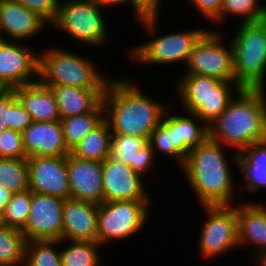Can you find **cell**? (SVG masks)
Masks as SVG:
<instances>
[{
  "mask_svg": "<svg viewBox=\"0 0 266 266\" xmlns=\"http://www.w3.org/2000/svg\"><path fill=\"white\" fill-rule=\"evenodd\" d=\"M70 198L103 203L102 162L67 155Z\"/></svg>",
  "mask_w": 266,
  "mask_h": 266,
  "instance_id": "cell-16",
  "label": "cell"
},
{
  "mask_svg": "<svg viewBox=\"0 0 266 266\" xmlns=\"http://www.w3.org/2000/svg\"><path fill=\"white\" fill-rule=\"evenodd\" d=\"M29 189L61 199H70L67 156L27 158Z\"/></svg>",
  "mask_w": 266,
  "mask_h": 266,
  "instance_id": "cell-15",
  "label": "cell"
},
{
  "mask_svg": "<svg viewBox=\"0 0 266 266\" xmlns=\"http://www.w3.org/2000/svg\"><path fill=\"white\" fill-rule=\"evenodd\" d=\"M156 154L146 138L112 134L109 158L130 166L135 172L147 174L153 167Z\"/></svg>",
  "mask_w": 266,
  "mask_h": 266,
  "instance_id": "cell-21",
  "label": "cell"
},
{
  "mask_svg": "<svg viewBox=\"0 0 266 266\" xmlns=\"http://www.w3.org/2000/svg\"><path fill=\"white\" fill-rule=\"evenodd\" d=\"M32 202V191L14 193L4 210L6 226L22 230L27 222Z\"/></svg>",
  "mask_w": 266,
  "mask_h": 266,
  "instance_id": "cell-34",
  "label": "cell"
},
{
  "mask_svg": "<svg viewBox=\"0 0 266 266\" xmlns=\"http://www.w3.org/2000/svg\"><path fill=\"white\" fill-rule=\"evenodd\" d=\"M263 89H240L209 128V139L237 154L266 139V96ZM237 97V98H236Z\"/></svg>",
  "mask_w": 266,
  "mask_h": 266,
  "instance_id": "cell-2",
  "label": "cell"
},
{
  "mask_svg": "<svg viewBox=\"0 0 266 266\" xmlns=\"http://www.w3.org/2000/svg\"><path fill=\"white\" fill-rule=\"evenodd\" d=\"M166 108L163 117L174 127L176 150L186 158L193 148L204 143L209 138L208 125L194 113L187 116L171 115ZM198 121V123H196Z\"/></svg>",
  "mask_w": 266,
  "mask_h": 266,
  "instance_id": "cell-24",
  "label": "cell"
},
{
  "mask_svg": "<svg viewBox=\"0 0 266 266\" xmlns=\"http://www.w3.org/2000/svg\"><path fill=\"white\" fill-rule=\"evenodd\" d=\"M208 217L201 227L198 247L205 259L219 258L239 248L238 204L201 205Z\"/></svg>",
  "mask_w": 266,
  "mask_h": 266,
  "instance_id": "cell-9",
  "label": "cell"
},
{
  "mask_svg": "<svg viewBox=\"0 0 266 266\" xmlns=\"http://www.w3.org/2000/svg\"><path fill=\"white\" fill-rule=\"evenodd\" d=\"M59 5L54 28L83 45L100 47L108 41L102 7L93 0H65Z\"/></svg>",
  "mask_w": 266,
  "mask_h": 266,
  "instance_id": "cell-7",
  "label": "cell"
},
{
  "mask_svg": "<svg viewBox=\"0 0 266 266\" xmlns=\"http://www.w3.org/2000/svg\"><path fill=\"white\" fill-rule=\"evenodd\" d=\"M209 29H190L155 36L154 39L127 50L129 59L142 65L178 64L186 65L195 44Z\"/></svg>",
  "mask_w": 266,
  "mask_h": 266,
  "instance_id": "cell-10",
  "label": "cell"
},
{
  "mask_svg": "<svg viewBox=\"0 0 266 266\" xmlns=\"http://www.w3.org/2000/svg\"><path fill=\"white\" fill-rule=\"evenodd\" d=\"M68 247L60 250L62 266H101L98 242L68 241Z\"/></svg>",
  "mask_w": 266,
  "mask_h": 266,
  "instance_id": "cell-29",
  "label": "cell"
},
{
  "mask_svg": "<svg viewBox=\"0 0 266 266\" xmlns=\"http://www.w3.org/2000/svg\"><path fill=\"white\" fill-rule=\"evenodd\" d=\"M150 204L151 201L133 200L99 204L97 242L103 248L106 243L123 241L142 231L151 213Z\"/></svg>",
  "mask_w": 266,
  "mask_h": 266,
  "instance_id": "cell-8",
  "label": "cell"
},
{
  "mask_svg": "<svg viewBox=\"0 0 266 266\" xmlns=\"http://www.w3.org/2000/svg\"><path fill=\"white\" fill-rule=\"evenodd\" d=\"M257 266H266V258L261 261Z\"/></svg>",
  "mask_w": 266,
  "mask_h": 266,
  "instance_id": "cell-45",
  "label": "cell"
},
{
  "mask_svg": "<svg viewBox=\"0 0 266 266\" xmlns=\"http://www.w3.org/2000/svg\"><path fill=\"white\" fill-rule=\"evenodd\" d=\"M89 58L64 48H49L39 54L38 81L47 87L68 85L87 90H105L106 75Z\"/></svg>",
  "mask_w": 266,
  "mask_h": 266,
  "instance_id": "cell-4",
  "label": "cell"
},
{
  "mask_svg": "<svg viewBox=\"0 0 266 266\" xmlns=\"http://www.w3.org/2000/svg\"><path fill=\"white\" fill-rule=\"evenodd\" d=\"M14 193L0 185V209L5 210Z\"/></svg>",
  "mask_w": 266,
  "mask_h": 266,
  "instance_id": "cell-41",
  "label": "cell"
},
{
  "mask_svg": "<svg viewBox=\"0 0 266 266\" xmlns=\"http://www.w3.org/2000/svg\"><path fill=\"white\" fill-rule=\"evenodd\" d=\"M65 199L32 192L29 216L21 230L26 241L62 240Z\"/></svg>",
  "mask_w": 266,
  "mask_h": 266,
  "instance_id": "cell-12",
  "label": "cell"
},
{
  "mask_svg": "<svg viewBox=\"0 0 266 266\" xmlns=\"http://www.w3.org/2000/svg\"><path fill=\"white\" fill-rule=\"evenodd\" d=\"M0 158H26L21 132L6 129L0 134Z\"/></svg>",
  "mask_w": 266,
  "mask_h": 266,
  "instance_id": "cell-36",
  "label": "cell"
},
{
  "mask_svg": "<svg viewBox=\"0 0 266 266\" xmlns=\"http://www.w3.org/2000/svg\"><path fill=\"white\" fill-rule=\"evenodd\" d=\"M230 162H234L241 171L243 181H245L243 190L248 192H257L261 187L266 188V139L253 143L244 151L232 154Z\"/></svg>",
  "mask_w": 266,
  "mask_h": 266,
  "instance_id": "cell-23",
  "label": "cell"
},
{
  "mask_svg": "<svg viewBox=\"0 0 266 266\" xmlns=\"http://www.w3.org/2000/svg\"><path fill=\"white\" fill-rule=\"evenodd\" d=\"M176 87L182 109L194 113L207 125L220 116L241 89L235 81L196 74L182 75Z\"/></svg>",
  "mask_w": 266,
  "mask_h": 266,
  "instance_id": "cell-6",
  "label": "cell"
},
{
  "mask_svg": "<svg viewBox=\"0 0 266 266\" xmlns=\"http://www.w3.org/2000/svg\"><path fill=\"white\" fill-rule=\"evenodd\" d=\"M60 118L91 112L101 101L105 90H87L79 87L52 86Z\"/></svg>",
  "mask_w": 266,
  "mask_h": 266,
  "instance_id": "cell-25",
  "label": "cell"
},
{
  "mask_svg": "<svg viewBox=\"0 0 266 266\" xmlns=\"http://www.w3.org/2000/svg\"><path fill=\"white\" fill-rule=\"evenodd\" d=\"M218 31L208 30L195 44L186 63L184 74L215 77L221 81H235L233 73V45L224 44ZM223 42V43H222Z\"/></svg>",
  "mask_w": 266,
  "mask_h": 266,
  "instance_id": "cell-11",
  "label": "cell"
},
{
  "mask_svg": "<svg viewBox=\"0 0 266 266\" xmlns=\"http://www.w3.org/2000/svg\"><path fill=\"white\" fill-rule=\"evenodd\" d=\"M233 45V73L241 89H263L266 75V18L240 23Z\"/></svg>",
  "mask_w": 266,
  "mask_h": 266,
  "instance_id": "cell-5",
  "label": "cell"
},
{
  "mask_svg": "<svg viewBox=\"0 0 266 266\" xmlns=\"http://www.w3.org/2000/svg\"><path fill=\"white\" fill-rule=\"evenodd\" d=\"M2 40H3V39H2V36H1V33H0V43L2 42Z\"/></svg>",
  "mask_w": 266,
  "mask_h": 266,
  "instance_id": "cell-46",
  "label": "cell"
},
{
  "mask_svg": "<svg viewBox=\"0 0 266 266\" xmlns=\"http://www.w3.org/2000/svg\"><path fill=\"white\" fill-rule=\"evenodd\" d=\"M105 119V107L101 101L91 112L62 118L64 140L71 150L84 136Z\"/></svg>",
  "mask_w": 266,
  "mask_h": 266,
  "instance_id": "cell-27",
  "label": "cell"
},
{
  "mask_svg": "<svg viewBox=\"0 0 266 266\" xmlns=\"http://www.w3.org/2000/svg\"><path fill=\"white\" fill-rule=\"evenodd\" d=\"M46 24L48 25L43 18L19 2L0 1V33L3 40L25 42L41 33L44 27H48Z\"/></svg>",
  "mask_w": 266,
  "mask_h": 266,
  "instance_id": "cell-19",
  "label": "cell"
},
{
  "mask_svg": "<svg viewBox=\"0 0 266 266\" xmlns=\"http://www.w3.org/2000/svg\"><path fill=\"white\" fill-rule=\"evenodd\" d=\"M142 177L130 166L107 158L102 162L103 202L151 201Z\"/></svg>",
  "mask_w": 266,
  "mask_h": 266,
  "instance_id": "cell-14",
  "label": "cell"
},
{
  "mask_svg": "<svg viewBox=\"0 0 266 266\" xmlns=\"http://www.w3.org/2000/svg\"><path fill=\"white\" fill-rule=\"evenodd\" d=\"M148 143L154 153L163 152L164 155L175 158L181 167L184 165L185 158L176 150L175 129L164 117L152 131Z\"/></svg>",
  "mask_w": 266,
  "mask_h": 266,
  "instance_id": "cell-33",
  "label": "cell"
},
{
  "mask_svg": "<svg viewBox=\"0 0 266 266\" xmlns=\"http://www.w3.org/2000/svg\"><path fill=\"white\" fill-rule=\"evenodd\" d=\"M6 226L4 211L0 209V229Z\"/></svg>",
  "mask_w": 266,
  "mask_h": 266,
  "instance_id": "cell-43",
  "label": "cell"
},
{
  "mask_svg": "<svg viewBox=\"0 0 266 266\" xmlns=\"http://www.w3.org/2000/svg\"><path fill=\"white\" fill-rule=\"evenodd\" d=\"M25 6L27 9L38 14L48 25H52L57 17L59 0H14Z\"/></svg>",
  "mask_w": 266,
  "mask_h": 266,
  "instance_id": "cell-37",
  "label": "cell"
},
{
  "mask_svg": "<svg viewBox=\"0 0 266 266\" xmlns=\"http://www.w3.org/2000/svg\"><path fill=\"white\" fill-rule=\"evenodd\" d=\"M102 8H109V6H119L121 4H132L134 17L138 23L143 25L148 35L151 34V38H154L153 34H157L159 12H151L140 0H93Z\"/></svg>",
  "mask_w": 266,
  "mask_h": 266,
  "instance_id": "cell-35",
  "label": "cell"
},
{
  "mask_svg": "<svg viewBox=\"0 0 266 266\" xmlns=\"http://www.w3.org/2000/svg\"><path fill=\"white\" fill-rule=\"evenodd\" d=\"M33 119L27 110L23 107L20 101L17 99L10 106V129L22 132L31 123Z\"/></svg>",
  "mask_w": 266,
  "mask_h": 266,
  "instance_id": "cell-38",
  "label": "cell"
},
{
  "mask_svg": "<svg viewBox=\"0 0 266 266\" xmlns=\"http://www.w3.org/2000/svg\"><path fill=\"white\" fill-rule=\"evenodd\" d=\"M17 100L14 89H8L0 96V134L10 129V106Z\"/></svg>",
  "mask_w": 266,
  "mask_h": 266,
  "instance_id": "cell-39",
  "label": "cell"
},
{
  "mask_svg": "<svg viewBox=\"0 0 266 266\" xmlns=\"http://www.w3.org/2000/svg\"><path fill=\"white\" fill-rule=\"evenodd\" d=\"M239 248L254 245L257 265L266 258V206L259 202L238 204Z\"/></svg>",
  "mask_w": 266,
  "mask_h": 266,
  "instance_id": "cell-20",
  "label": "cell"
},
{
  "mask_svg": "<svg viewBox=\"0 0 266 266\" xmlns=\"http://www.w3.org/2000/svg\"><path fill=\"white\" fill-rule=\"evenodd\" d=\"M21 137L26 158L63 157L71 153L60 121H33L21 132Z\"/></svg>",
  "mask_w": 266,
  "mask_h": 266,
  "instance_id": "cell-17",
  "label": "cell"
},
{
  "mask_svg": "<svg viewBox=\"0 0 266 266\" xmlns=\"http://www.w3.org/2000/svg\"><path fill=\"white\" fill-rule=\"evenodd\" d=\"M8 90V88L4 85V84H2L1 82H0V96L4 93V92H6Z\"/></svg>",
  "mask_w": 266,
  "mask_h": 266,
  "instance_id": "cell-44",
  "label": "cell"
},
{
  "mask_svg": "<svg viewBox=\"0 0 266 266\" xmlns=\"http://www.w3.org/2000/svg\"><path fill=\"white\" fill-rule=\"evenodd\" d=\"M17 99L31 115L33 121H60V113L54 92L39 81L14 89Z\"/></svg>",
  "mask_w": 266,
  "mask_h": 266,
  "instance_id": "cell-22",
  "label": "cell"
},
{
  "mask_svg": "<svg viewBox=\"0 0 266 266\" xmlns=\"http://www.w3.org/2000/svg\"><path fill=\"white\" fill-rule=\"evenodd\" d=\"M26 239L22 231L5 226L0 229V266H24Z\"/></svg>",
  "mask_w": 266,
  "mask_h": 266,
  "instance_id": "cell-28",
  "label": "cell"
},
{
  "mask_svg": "<svg viewBox=\"0 0 266 266\" xmlns=\"http://www.w3.org/2000/svg\"><path fill=\"white\" fill-rule=\"evenodd\" d=\"M203 17L211 22L220 14L223 0H190Z\"/></svg>",
  "mask_w": 266,
  "mask_h": 266,
  "instance_id": "cell-40",
  "label": "cell"
},
{
  "mask_svg": "<svg viewBox=\"0 0 266 266\" xmlns=\"http://www.w3.org/2000/svg\"><path fill=\"white\" fill-rule=\"evenodd\" d=\"M111 128L106 119L71 149V155L83 160L104 162L109 158Z\"/></svg>",
  "mask_w": 266,
  "mask_h": 266,
  "instance_id": "cell-26",
  "label": "cell"
},
{
  "mask_svg": "<svg viewBox=\"0 0 266 266\" xmlns=\"http://www.w3.org/2000/svg\"><path fill=\"white\" fill-rule=\"evenodd\" d=\"M0 185L12 193L29 189V169L27 158H0Z\"/></svg>",
  "mask_w": 266,
  "mask_h": 266,
  "instance_id": "cell-31",
  "label": "cell"
},
{
  "mask_svg": "<svg viewBox=\"0 0 266 266\" xmlns=\"http://www.w3.org/2000/svg\"><path fill=\"white\" fill-rule=\"evenodd\" d=\"M127 78L109 79L102 102L112 134L131 135L149 141L168 105L143 94Z\"/></svg>",
  "mask_w": 266,
  "mask_h": 266,
  "instance_id": "cell-1",
  "label": "cell"
},
{
  "mask_svg": "<svg viewBox=\"0 0 266 266\" xmlns=\"http://www.w3.org/2000/svg\"><path fill=\"white\" fill-rule=\"evenodd\" d=\"M61 240L27 241L24 266H62L60 251Z\"/></svg>",
  "mask_w": 266,
  "mask_h": 266,
  "instance_id": "cell-32",
  "label": "cell"
},
{
  "mask_svg": "<svg viewBox=\"0 0 266 266\" xmlns=\"http://www.w3.org/2000/svg\"><path fill=\"white\" fill-rule=\"evenodd\" d=\"M62 219L61 243L79 240L97 242L98 204L66 199Z\"/></svg>",
  "mask_w": 266,
  "mask_h": 266,
  "instance_id": "cell-18",
  "label": "cell"
},
{
  "mask_svg": "<svg viewBox=\"0 0 266 266\" xmlns=\"http://www.w3.org/2000/svg\"><path fill=\"white\" fill-rule=\"evenodd\" d=\"M261 1L263 0H223L220 14L212 22L214 25L222 23L227 16H236L241 23L263 20L266 18V5H262Z\"/></svg>",
  "mask_w": 266,
  "mask_h": 266,
  "instance_id": "cell-30",
  "label": "cell"
},
{
  "mask_svg": "<svg viewBox=\"0 0 266 266\" xmlns=\"http://www.w3.org/2000/svg\"><path fill=\"white\" fill-rule=\"evenodd\" d=\"M151 12H159L163 0H140Z\"/></svg>",
  "mask_w": 266,
  "mask_h": 266,
  "instance_id": "cell-42",
  "label": "cell"
},
{
  "mask_svg": "<svg viewBox=\"0 0 266 266\" xmlns=\"http://www.w3.org/2000/svg\"><path fill=\"white\" fill-rule=\"evenodd\" d=\"M225 149L208 138L185 158L182 170L201 205H234L236 181Z\"/></svg>",
  "mask_w": 266,
  "mask_h": 266,
  "instance_id": "cell-3",
  "label": "cell"
},
{
  "mask_svg": "<svg viewBox=\"0 0 266 266\" xmlns=\"http://www.w3.org/2000/svg\"><path fill=\"white\" fill-rule=\"evenodd\" d=\"M22 43L7 40L0 43V82L8 89L38 81L39 53H33Z\"/></svg>",
  "mask_w": 266,
  "mask_h": 266,
  "instance_id": "cell-13",
  "label": "cell"
}]
</instances>
